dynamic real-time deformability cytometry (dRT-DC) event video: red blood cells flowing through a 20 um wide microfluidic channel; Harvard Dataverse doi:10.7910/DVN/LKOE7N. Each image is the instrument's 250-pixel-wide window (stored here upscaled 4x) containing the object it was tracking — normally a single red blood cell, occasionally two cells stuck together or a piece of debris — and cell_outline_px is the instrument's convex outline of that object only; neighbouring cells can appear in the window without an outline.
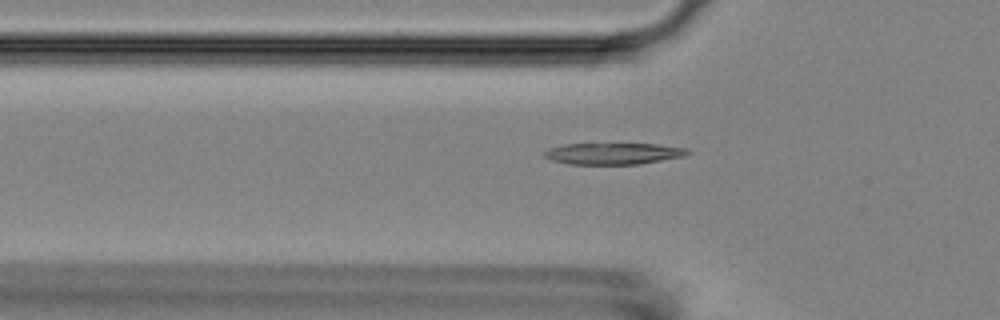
{"species": "Egyptian fruit bat (a non-hibernating species)", "species_latin": "Rousettus aegyptiacus", "temperature_condition": "room temperature", "stored_images_in_passage": 43, "camera_frame_rate_fps": 3000, "um_per_image_px": 0.085, "animal": {"sex": "female"}, "frame": {"image": 1, "passage_image": 9, "time_ms": 2.667, "image_size_px": [1000, 320], "cell_outline_px": [[692, 152], [684, 156], [640, 164], [568, 164], [552, 160], [544, 156], [544, 152], [548, 148], [564, 144], [656, 144], [688, 148]], "centroid_in_image_um": [52.15, 13.05], "position_along_channel_um": 73.6, "area_um2": 17.92}}
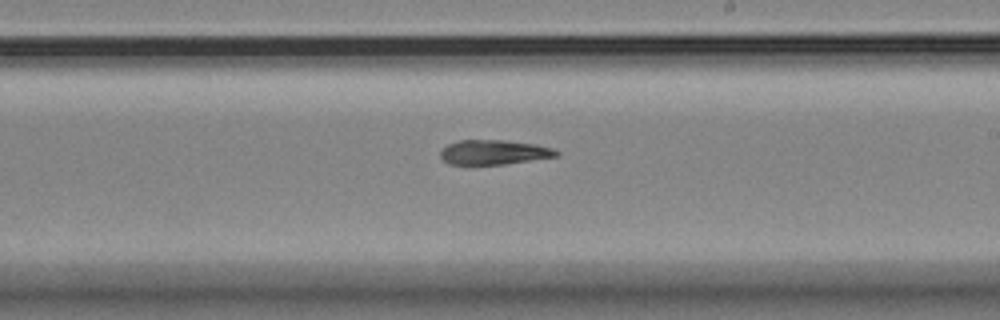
{"frame": {"image": 2, "passage_image": 23, "time_ms": 7.333, "image_size_px": [1000, 320], "cell_outline_px": [[560, 152], [556, 156], [504, 164], [448, 164], [440, 156], [440, 152], [448, 144], [460, 140], [504, 140], [536, 144], [552, 148]], "centroid_in_image_um": [41.97, 12.93], "position_along_channel_um": 247.0, "area_um2": 16.42}}
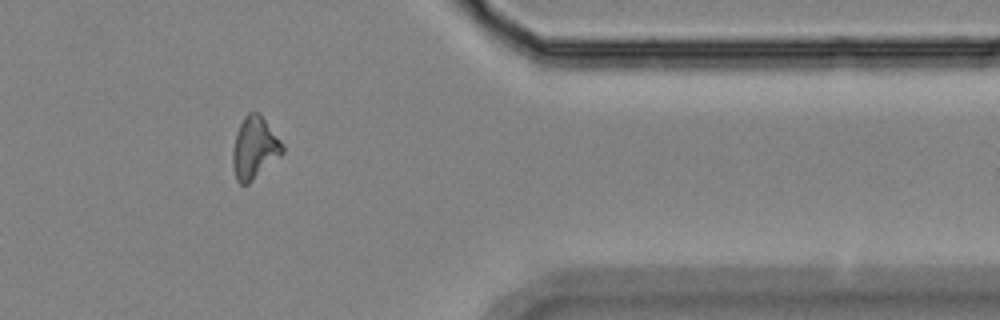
{"frame": {"image": 3, "passage_image": 36, "time_ms": 11.667, "image_size_px": [1000, 320], "cell_outline_px": [[284, 152], [280, 156], [248, 184], [240, 184], [236, 180], [232, 168], [232, 152], [236, 132], [244, 116], [248, 112], [256, 112], [264, 120], [284, 144]], "centroid_in_image_um": [21.61, 12.6], "position_along_channel_um": 389.8, "area_um2": 17.86}, "authors_computed_cell_mechanics": {"area_um2": 17.7446, "velocity_mm_per_s": 3.6969, "shape_relaxation_time_tau1_ms": 7.5671, "shape_relaxation_time_tau2_ms": 8.5308, "deformation_change_tau1": 0.2233, "deformation_change_tau2": 0.1794}}